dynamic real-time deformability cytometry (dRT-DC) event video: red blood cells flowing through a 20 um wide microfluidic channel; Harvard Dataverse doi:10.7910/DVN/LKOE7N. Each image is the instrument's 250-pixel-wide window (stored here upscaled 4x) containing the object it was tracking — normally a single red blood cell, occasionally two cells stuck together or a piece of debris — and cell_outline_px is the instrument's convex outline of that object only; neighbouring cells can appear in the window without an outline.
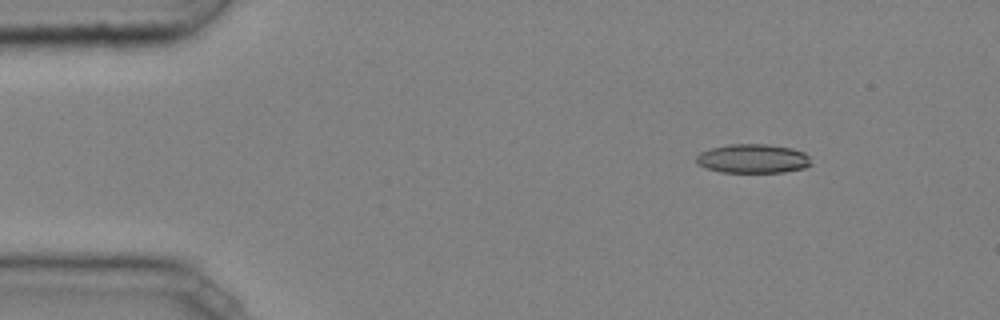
{"species": "common noctule bat (a hibernating species)", "species_latin": "Nyctalus noctula", "temperature_condition": "cold", "stored_images_in_passage": 43, "camera_frame_rate_fps": 3000, "um_per_image_px": 0.085, "animal": {"sex": "male", "body_mass_g": 20.4}, "frame": {"image": 1, "passage_image": 4, "time_ms": 1.0, "image_size_px": [1000, 320], "cell_outline_px": [[812, 164], [804, 168], [784, 172], [720, 172], [696, 164], [696, 156], [700, 152], [712, 148], [728, 144], [768, 144], [792, 148], [804, 152], [808, 156]], "centroid_in_image_um": [64.0, 13.48], "position_along_channel_um": 21.0, "area_um2": 19.48}}
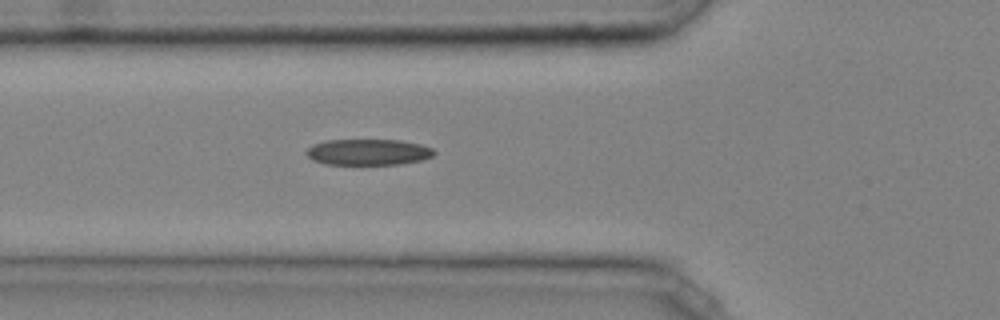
{"frame": {"image": 2, "passage_image": 15, "time_ms": 4.667, "image_size_px": [1000, 320], "cell_outline_px": [[436, 152], [432, 156], [420, 160], [400, 164], [324, 164], [312, 160], [304, 152], [312, 144], [324, 140], [400, 140], [420, 144], [432, 148]], "centroid_in_image_um": [31.26, 12.92], "position_along_channel_um": 94.5, "area_um2": 19.42}}
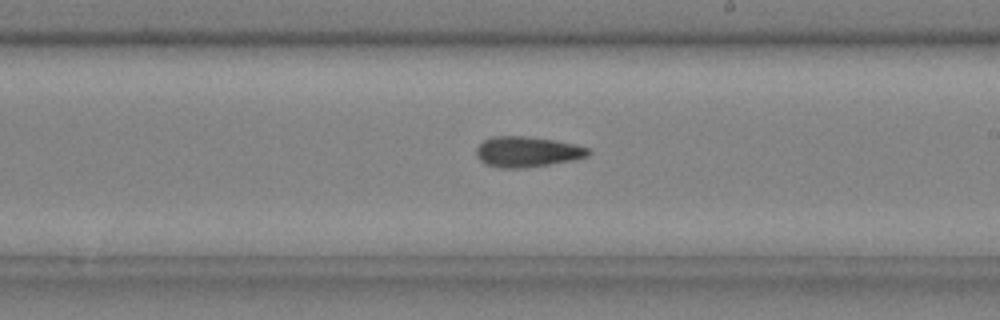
{"frame": {"image": 3, "passage_image": 26, "time_ms": 8.333, "image_size_px": [1000, 320], "cell_outline_px": [[592, 152], [588, 156], [572, 160], [548, 164], [520, 168], [500, 168], [484, 164], [476, 156], [476, 148], [484, 140], [492, 136], [528, 136], [556, 140], [576, 144], [588, 148]], "centroid_in_image_um": [44.8, 12.89], "position_along_channel_um": 244.2, "area_um2": 20.0}, "authors_computed_cell_mechanics": {"area_um2": 19.5364, "velocity_mm_per_s": 4.0842, "shape_relaxation_time_tau1_ms": 4.5642, "shape_relaxation_time_tau2_ms": 4.6854, "deformation_change_tau1": 0.1527, "deformation_change_tau2": 0.1508}}